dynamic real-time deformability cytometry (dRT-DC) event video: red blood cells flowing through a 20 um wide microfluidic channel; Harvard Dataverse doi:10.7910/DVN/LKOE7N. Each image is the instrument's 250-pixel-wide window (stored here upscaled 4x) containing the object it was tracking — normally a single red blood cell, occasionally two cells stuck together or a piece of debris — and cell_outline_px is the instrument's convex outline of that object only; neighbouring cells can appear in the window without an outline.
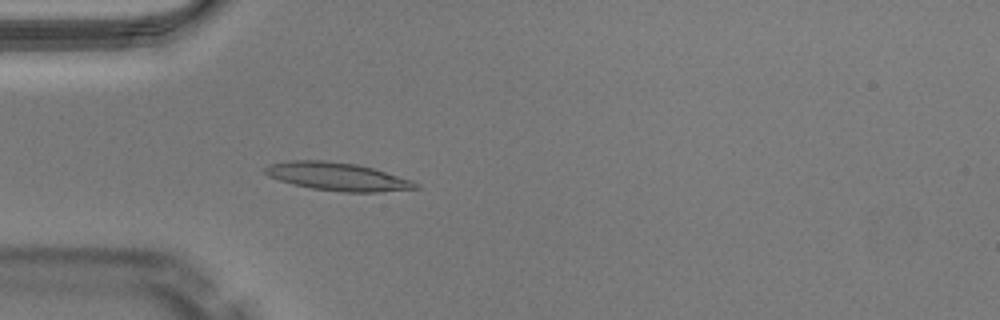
{"species": "Egyptian fruit bat (a non-hibernating species)", "species_latin": "Rousettus aegyptiacus", "temperature_condition": "warm", "stored_images_in_passage": 49, "camera_frame_rate_fps": 3000, "um_per_image_px": 0.085, "animal": {"sex": "male"}, "frame": {"image": 1, "passage_image": 14, "time_ms": 4.333, "image_size_px": [1000, 320], "cell_outline_px": [[420, 188], [380, 192], [344, 192], [312, 188], [292, 184], [268, 176], [264, 172], [264, 168], [268, 164], [288, 160], [324, 160], [356, 164], [372, 168], [412, 180], [420, 184]], "centroid_in_image_um": [28.68, 15.0], "position_along_channel_um": 56.3, "area_um2": 24.62}}
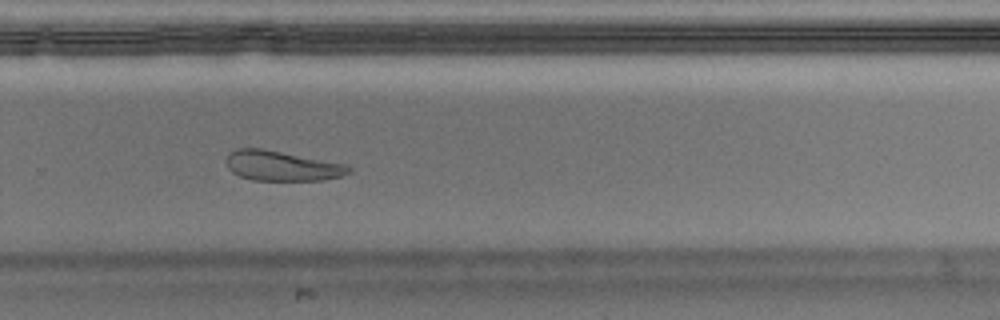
{"frame": {"image": 2, "passage_image": 33, "time_ms": 10.667, "image_size_px": [1000, 320], "cell_outline_px": [[352, 172], [340, 176], [324, 180], [252, 180], [240, 176], [232, 172], [228, 168], [228, 152], [236, 148], [264, 148], [344, 164], [352, 168]], "centroid_in_image_um": [23.95, 14.09], "position_along_channel_um": 305.8, "area_um2": 21.33}}
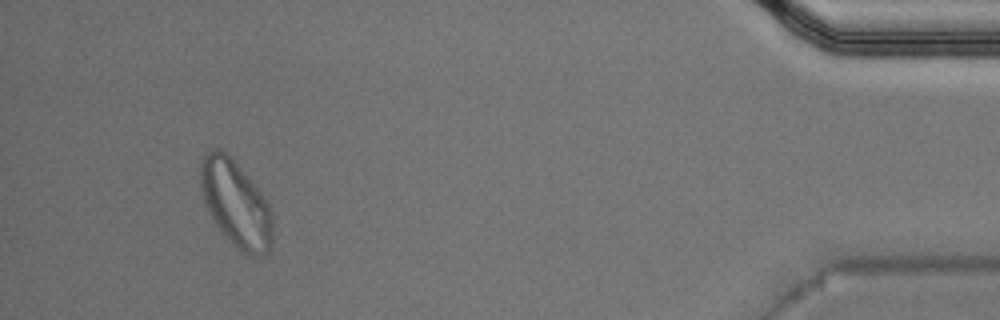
{"frame": {"image": 3, "passage_image": 46, "time_ms": 15.0, "image_size_px": [1000, 320], "cell_outline_px": [[272, 244], [268, 252], [264, 256], [248, 256], [240, 252], [224, 236], [212, 220], [204, 204], [200, 188], [200, 160], [204, 152], [212, 148], [220, 148], [228, 152], [232, 156], [260, 192], [268, 204], [272, 216]], "centroid_in_image_um": [20.0, 17.3], "position_along_channel_um": 415.2, "area_um2": 37.11}, "authors_computed_cell_mechanics": {"area_um2": 23.409, "velocity_mm_per_s": 4.0184, "shape_relaxation_time_tau1_ms": null, "shape_relaxation_time_tau2_ms": 5.171, "deformation_change_tau1": null, "deformation_change_tau2": 0.1316}}